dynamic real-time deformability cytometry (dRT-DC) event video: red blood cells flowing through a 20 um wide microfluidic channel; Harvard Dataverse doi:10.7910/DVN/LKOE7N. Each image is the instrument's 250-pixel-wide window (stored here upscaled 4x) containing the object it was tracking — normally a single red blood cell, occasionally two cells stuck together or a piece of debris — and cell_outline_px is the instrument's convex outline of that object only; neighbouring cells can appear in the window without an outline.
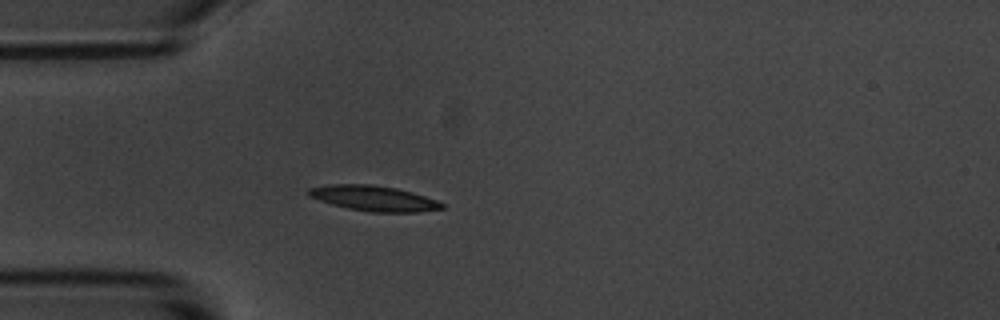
{"species": "common noctule bat (a hibernating species)", "species_latin": "Nyctalus noctula", "temperature_condition": "room temperature", "stored_images_in_passage": 2, "camera_frame_rate_fps": 3000, "um_per_image_px": 0.085, "animal": {"sex": "male", "body_mass_g": 20.1, "forearm_length_mm": 53.5}, "frame": {"image": 1, "passage_image": 2, "time_ms": 1.0, "image_size_px": [1000, 320], "cell_outline_px": [[444, 208], [420, 212], [372, 212], [348, 208], [332, 204], [308, 196], [304, 192], [308, 188], [332, 184], [372, 184], [396, 188], [412, 192], [436, 200], [444, 204]], "centroid_in_image_um": [31.74, 16.85], "position_along_channel_um": 53.3, "area_um2": 19.65}}